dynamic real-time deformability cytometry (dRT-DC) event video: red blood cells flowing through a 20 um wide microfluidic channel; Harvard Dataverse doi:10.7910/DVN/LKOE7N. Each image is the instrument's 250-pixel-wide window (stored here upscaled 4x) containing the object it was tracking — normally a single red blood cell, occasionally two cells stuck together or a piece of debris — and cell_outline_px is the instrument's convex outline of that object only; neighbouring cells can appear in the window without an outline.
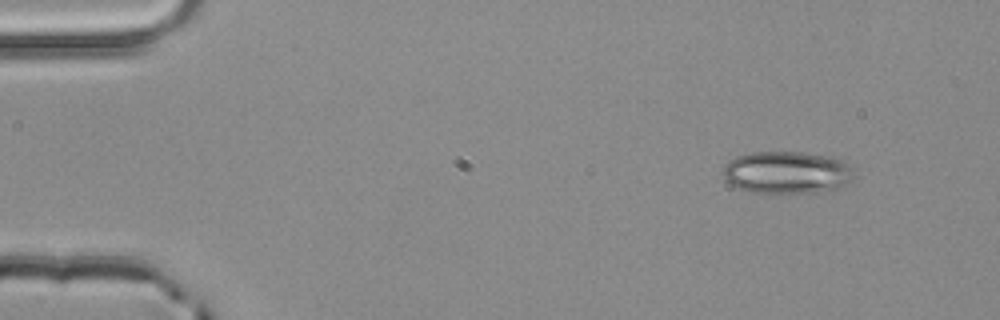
{"species": "common noctule bat (a hibernating species)", "species_latin": "Nyctalus noctula", "temperature_condition": "room temperature", "stored_images_in_passage": 3, "camera_frame_rate_fps": 3000, "um_per_image_px": 0.085, "animal": {"sex": "male", "body_mass_g": 20.4}, "frame": {"image": 1, "passage_image": 1, "time_ms": 0.0, "image_size_px": [1000, 320], "cell_outline_px": [[852, 180], [840, 188], [824, 192], [752, 192], [736, 188], [724, 180], [724, 164], [728, 160], [736, 156], [752, 152], [804, 152], [832, 156], [844, 160], [848, 164], [852, 176]], "centroid_in_image_um": [66.87, 14.65], "position_along_channel_um": 18.1, "area_um2": 32.54}}